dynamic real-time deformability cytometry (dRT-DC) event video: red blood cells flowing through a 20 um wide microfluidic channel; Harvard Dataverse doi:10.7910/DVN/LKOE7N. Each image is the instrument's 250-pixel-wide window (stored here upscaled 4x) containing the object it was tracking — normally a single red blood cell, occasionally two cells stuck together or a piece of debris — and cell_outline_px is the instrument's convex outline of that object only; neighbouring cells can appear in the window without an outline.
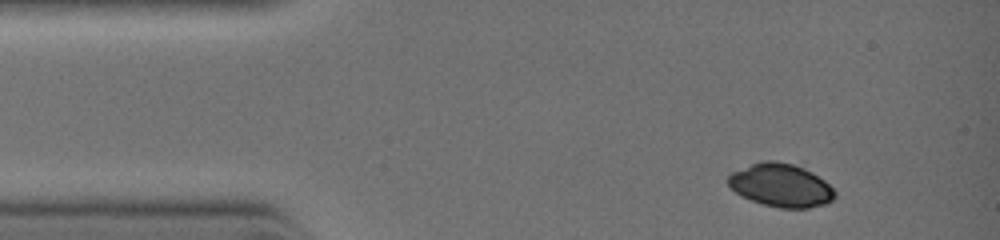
{"species": "common noctule bat (a hibernating species)", "species_latin": "Nyctalus noctula", "temperature_condition": "warm", "stored_images_in_passage": 2, "camera_frame_rate_fps": 3000, "um_per_image_px": 0.085, "animal": {"sex": "female", "body_mass_g": 19.0, "forearm_length_mm": 51.5}, "frame": {"image": 1, "passage_image": 1, "time_ms": 0.0, "image_size_px": [1000, 240], "cell_outline_px": [[836, 196], [832, 200], [824, 204], [808, 208], [780, 208], [764, 204], [752, 200], [736, 192], [724, 180], [732, 172], [752, 164], [764, 160], [776, 160], [792, 164], [804, 168], [812, 172], [824, 180], [836, 192]], "centroid_in_image_um": [66.38, 15.74], "position_along_channel_um": 18.6, "area_um2": 26.7}}